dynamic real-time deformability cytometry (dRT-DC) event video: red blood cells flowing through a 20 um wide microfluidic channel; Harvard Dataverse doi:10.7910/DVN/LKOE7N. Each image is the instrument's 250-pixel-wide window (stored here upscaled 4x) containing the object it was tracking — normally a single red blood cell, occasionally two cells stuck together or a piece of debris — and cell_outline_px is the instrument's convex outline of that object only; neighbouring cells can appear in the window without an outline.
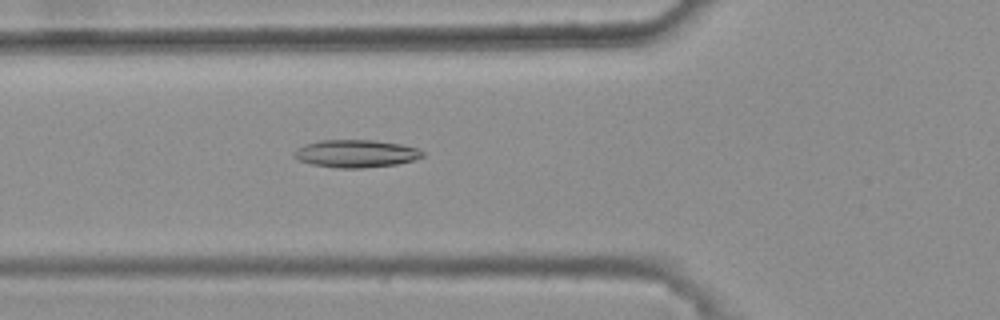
{"species": "common noctule bat (a hibernating species)", "species_latin": "Nyctalus noctula", "temperature_condition": "warm", "stored_images_in_passage": 46, "camera_frame_rate_fps": 3000, "um_per_image_px": 0.085, "animal": {"sex": "female", "body_mass_g": 25.1}, "frame": {"image": 1, "passage_image": 18, "time_ms": 5.667, "image_size_px": [1000, 320], "cell_outline_px": [[424, 156], [412, 160], [396, 164], [364, 168], [340, 168], [312, 164], [300, 160], [292, 156], [292, 152], [296, 148], [304, 144], [320, 140], [372, 140], [400, 144], [416, 148], [424, 152]], "centroid_in_image_um": [30.21, 13.05], "position_along_channel_um": 95.6, "area_um2": 20.63}}
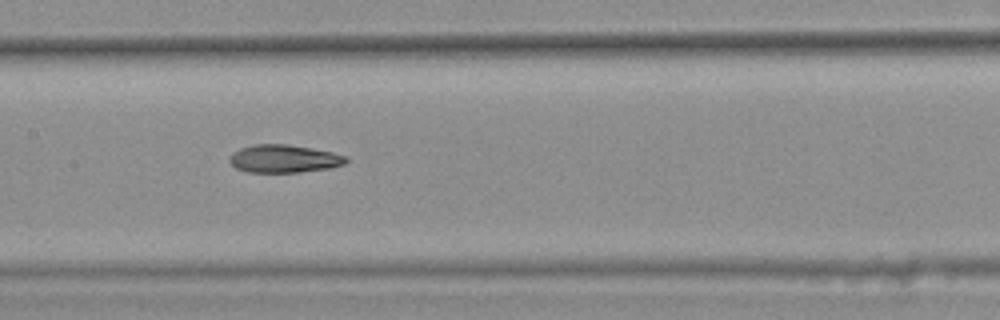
{"frame": {"image": 2, "passage_image": 25, "time_ms": 8.0, "image_size_px": [1000, 320], "cell_outline_px": [[348, 160], [344, 164], [328, 168], [300, 172], [248, 172], [236, 168], [228, 160], [232, 152], [240, 148], [252, 144], [288, 144], [312, 148], [332, 152], [348, 156]], "centroid_in_image_um": [24.13, 13.48], "position_along_channel_um": 183.3, "area_um2": 19.02}}
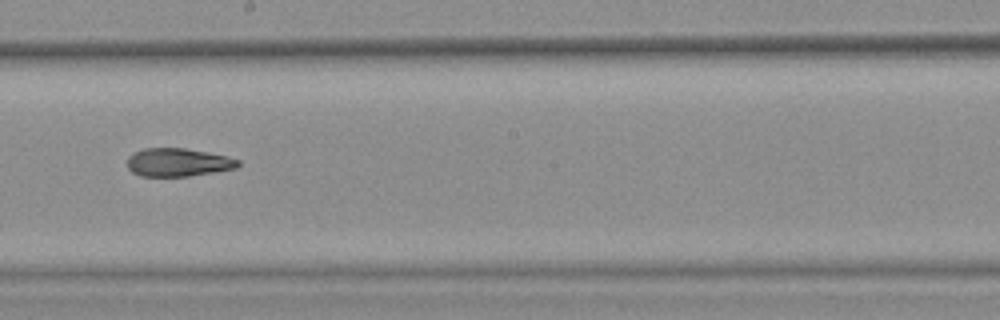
{"frame": {"image": 3, "passage_image": 29, "time_ms": 9.333, "image_size_px": [1000, 320], "cell_outline_px": [[240, 164], [236, 168], [188, 176], [140, 176], [132, 172], [128, 168], [128, 156], [144, 148], [184, 148], [224, 156], [240, 160]], "centroid_in_image_um": [15.1, 13.8], "position_along_channel_um": 233.1, "area_um2": 17.92}, "authors_computed_cell_mechanics": {"area_um2": 19.1318, "velocity_mm_per_s": 3.7467, "shape_relaxation_time_tau1_ms": null, "shape_relaxation_time_tau2_ms": 4.3498, "deformation_change_tau1": null, "deformation_change_tau2": 0.1312}}